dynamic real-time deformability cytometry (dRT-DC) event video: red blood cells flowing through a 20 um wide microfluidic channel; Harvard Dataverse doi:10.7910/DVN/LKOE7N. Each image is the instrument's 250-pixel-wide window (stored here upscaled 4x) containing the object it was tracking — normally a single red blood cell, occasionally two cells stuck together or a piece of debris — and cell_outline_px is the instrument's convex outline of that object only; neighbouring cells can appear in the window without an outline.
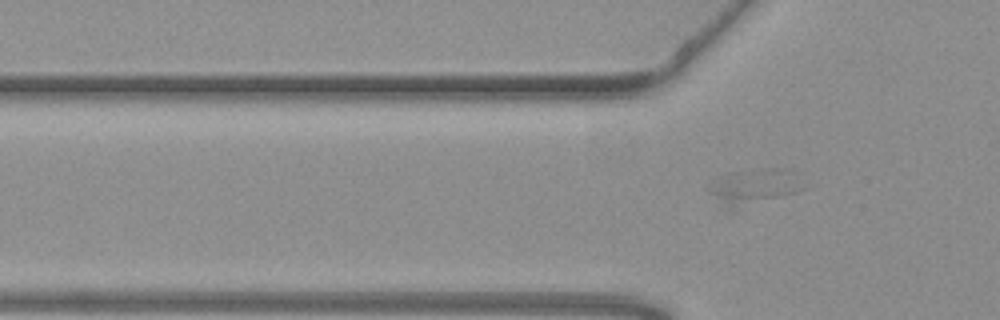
{"species": "common noctule bat (a hibernating species)", "species_latin": "Nyctalus noctula", "temperature_condition": "warm", "stored_images_in_passage": 18, "camera_frame_rate_fps": 3000, "um_per_image_px": 0.085, "animal": {"sex": "female", "body_mass_g": 19.3, "forearm_length_mm": 54.1}, "frame": {"image": 1, "passage_image": 15, "time_ms": 4.667, "image_size_px": [1000, 320], "cell_outline_px": [[812, 184], [796, 192], [780, 196], [728, 200], [712, 192], [708, 188], [728, 172], [764, 168], [792, 168], [800, 172]], "centroid_in_image_um": [64.56, 15.6], "position_along_channel_um": 61.2, "area_um2": 17.22}}